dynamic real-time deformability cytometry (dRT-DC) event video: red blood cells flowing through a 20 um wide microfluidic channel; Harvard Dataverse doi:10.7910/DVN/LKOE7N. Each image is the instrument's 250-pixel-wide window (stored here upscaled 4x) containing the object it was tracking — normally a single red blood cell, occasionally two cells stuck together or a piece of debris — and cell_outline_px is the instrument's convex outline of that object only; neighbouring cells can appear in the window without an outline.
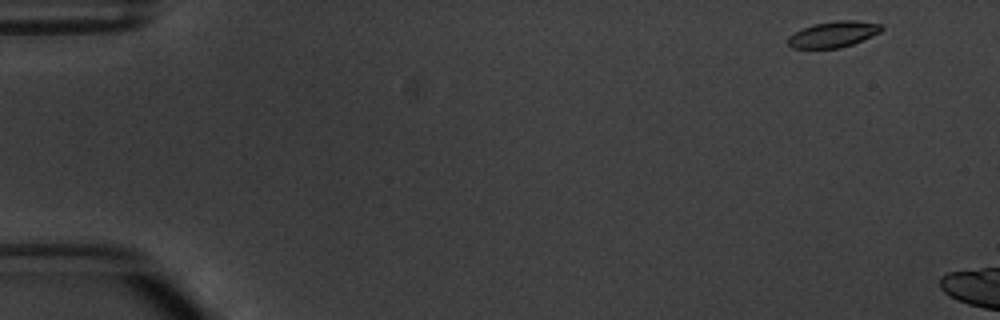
{"species": "common noctule bat (a hibernating species)", "species_latin": "Nyctalus noctula", "temperature_condition": "warm", "stored_images_in_passage": 3, "camera_frame_rate_fps": 3000, "um_per_image_px": 0.085, "animal": {"sex": "male", "body_mass_g": 20.1, "forearm_length_mm": 53.5}, "frame": {"image": 1, "passage_image": 1, "time_ms": 0.0, "image_size_px": [1000, 320], "cell_outline_px": [[884, 28], [880, 32], [872, 36], [852, 44], [840, 48], [792, 48], [788, 44], [788, 36], [812, 24], [836, 20], [856, 20], [884, 24]], "centroid_in_image_um": [70.87, 2.9], "position_along_channel_um": 14.1, "area_um2": 14.22}}